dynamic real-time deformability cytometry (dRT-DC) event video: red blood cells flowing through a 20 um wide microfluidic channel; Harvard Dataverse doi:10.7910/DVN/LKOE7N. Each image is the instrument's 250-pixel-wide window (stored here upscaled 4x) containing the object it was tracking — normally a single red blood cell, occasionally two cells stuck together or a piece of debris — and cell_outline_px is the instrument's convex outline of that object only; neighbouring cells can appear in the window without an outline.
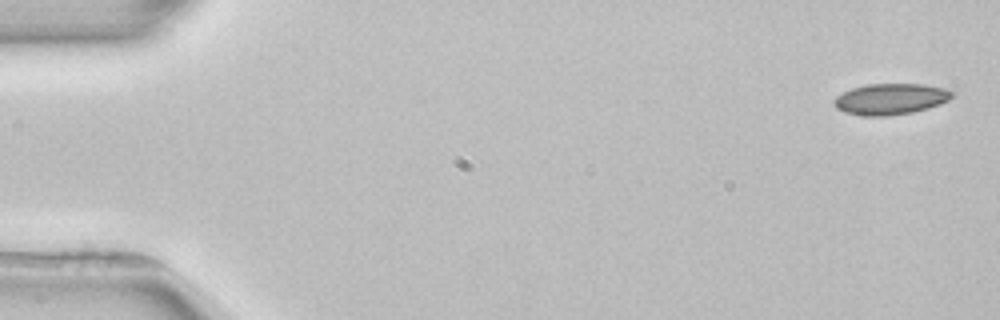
{"species": "common noctule bat (a hibernating species)", "species_latin": "Nyctalus noctula", "temperature_condition": "room temperature", "stored_images_in_passage": 4, "camera_frame_rate_fps": 3000, "um_per_image_px": 0.085, "animal": {"sex": "female", "body_mass_g": 22.7, "forearm_length_mm": 54.2}, "frame": {"image": 1, "passage_image": 1, "time_ms": 0.0, "image_size_px": [1000, 320], "cell_outline_px": [[952, 96], [948, 100], [940, 104], [928, 108], [912, 112], [888, 116], [864, 116], [844, 112], [836, 108], [832, 104], [832, 100], [836, 96], [852, 88], [868, 84], [924, 84], [944, 88], [952, 92]], "centroid_in_image_um": [75.65, 8.42], "position_along_channel_um": 9.3, "area_um2": 21.39}}
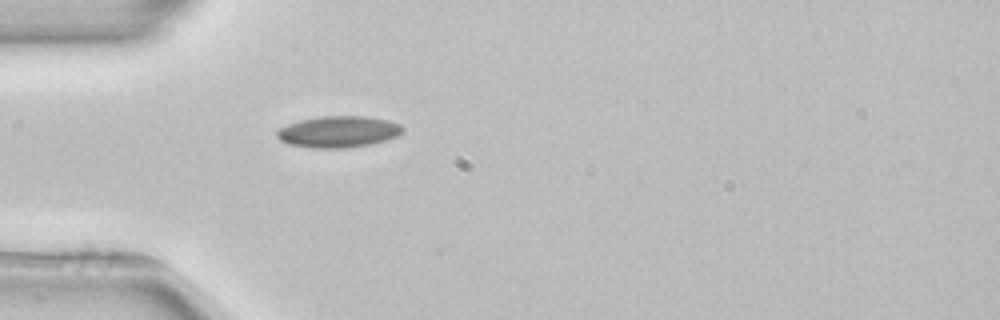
{"frame": {"image": 2, "passage_image": 4, "time_ms": 4.667, "image_size_px": [1000, 320], "cell_outline_px": [[404, 132], [396, 136], [384, 140], [368, 144], [344, 148], [312, 148], [288, 144], [280, 140], [276, 136], [276, 132], [280, 128], [288, 124], [300, 120], [320, 116], [368, 116], [388, 120], [400, 124], [404, 128]], "centroid_in_image_um": [28.76, 11.19], "position_along_channel_um": 56.2, "area_um2": 23.0}}